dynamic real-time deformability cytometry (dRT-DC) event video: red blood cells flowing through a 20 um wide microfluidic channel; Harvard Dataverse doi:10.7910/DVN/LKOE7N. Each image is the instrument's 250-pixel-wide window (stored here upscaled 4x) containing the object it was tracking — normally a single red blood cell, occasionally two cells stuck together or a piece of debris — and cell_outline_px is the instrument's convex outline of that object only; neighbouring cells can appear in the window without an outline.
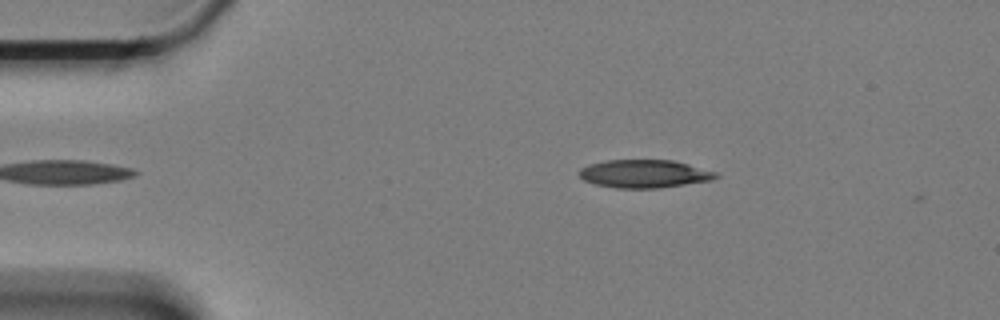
{"species": "Egyptian fruit bat (a non-hibernating species)", "species_latin": "Rousettus aegyptiacus", "temperature_condition": "cold", "stored_images_in_passage": 2, "camera_frame_rate_fps": 3000, "um_per_image_px": 0.085, "animal": {"sex": "female"}, "frame": {"image": 1, "passage_image": 1, "time_ms": 0.0, "image_size_px": [1000, 320], "cell_outline_px": [[720, 176], [712, 180], [656, 188], [616, 188], [596, 184], [584, 180], [576, 172], [580, 168], [588, 164], [604, 160], [672, 160], [720, 172]], "centroid_in_image_um": [54.77, 14.76], "position_along_channel_um": 30.2, "area_um2": 22.48}}